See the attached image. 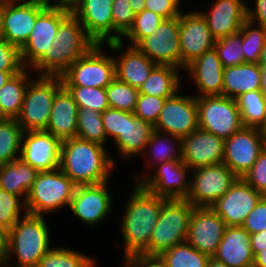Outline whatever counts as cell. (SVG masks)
<instances>
[{"instance_id":"56","label":"cell","mask_w":266,"mask_h":267,"mask_svg":"<svg viewBox=\"0 0 266 267\" xmlns=\"http://www.w3.org/2000/svg\"><path fill=\"white\" fill-rule=\"evenodd\" d=\"M251 236V247L254 256L266 249V230L250 234Z\"/></svg>"},{"instance_id":"62","label":"cell","mask_w":266,"mask_h":267,"mask_svg":"<svg viewBox=\"0 0 266 267\" xmlns=\"http://www.w3.org/2000/svg\"><path fill=\"white\" fill-rule=\"evenodd\" d=\"M4 39L3 31V3L0 2V41Z\"/></svg>"},{"instance_id":"34","label":"cell","mask_w":266,"mask_h":267,"mask_svg":"<svg viewBox=\"0 0 266 267\" xmlns=\"http://www.w3.org/2000/svg\"><path fill=\"white\" fill-rule=\"evenodd\" d=\"M181 143L182 139L179 137L154 130L144 150V155L146 151H150L149 157L145 155V158L147 159V162L145 161V164L147 163L148 166H151L154 163L158 165L160 163L172 161L174 159H182ZM174 144L176 145V147Z\"/></svg>"},{"instance_id":"27","label":"cell","mask_w":266,"mask_h":267,"mask_svg":"<svg viewBox=\"0 0 266 267\" xmlns=\"http://www.w3.org/2000/svg\"><path fill=\"white\" fill-rule=\"evenodd\" d=\"M79 107L63 86L55 95L50 118L45 131L61 141L76 137Z\"/></svg>"},{"instance_id":"39","label":"cell","mask_w":266,"mask_h":267,"mask_svg":"<svg viewBox=\"0 0 266 267\" xmlns=\"http://www.w3.org/2000/svg\"><path fill=\"white\" fill-rule=\"evenodd\" d=\"M96 261L79 251L52 247L39 261L37 267H95Z\"/></svg>"},{"instance_id":"55","label":"cell","mask_w":266,"mask_h":267,"mask_svg":"<svg viewBox=\"0 0 266 267\" xmlns=\"http://www.w3.org/2000/svg\"><path fill=\"white\" fill-rule=\"evenodd\" d=\"M40 1H42L46 5V7L64 9L70 12H72L80 2V0H53L54 2L52 0Z\"/></svg>"},{"instance_id":"47","label":"cell","mask_w":266,"mask_h":267,"mask_svg":"<svg viewBox=\"0 0 266 267\" xmlns=\"http://www.w3.org/2000/svg\"><path fill=\"white\" fill-rule=\"evenodd\" d=\"M167 98L139 94L133 114L153 126L157 122Z\"/></svg>"},{"instance_id":"28","label":"cell","mask_w":266,"mask_h":267,"mask_svg":"<svg viewBox=\"0 0 266 267\" xmlns=\"http://www.w3.org/2000/svg\"><path fill=\"white\" fill-rule=\"evenodd\" d=\"M115 57L116 78L137 89L157 65L135 46L128 45L125 52Z\"/></svg>"},{"instance_id":"33","label":"cell","mask_w":266,"mask_h":267,"mask_svg":"<svg viewBox=\"0 0 266 267\" xmlns=\"http://www.w3.org/2000/svg\"><path fill=\"white\" fill-rule=\"evenodd\" d=\"M24 68L13 75L0 89V118L17 119L20 114L30 76Z\"/></svg>"},{"instance_id":"63","label":"cell","mask_w":266,"mask_h":267,"mask_svg":"<svg viewBox=\"0 0 266 267\" xmlns=\"http://www.w3.org/2000/svg\"><path fill=\"white\" fill-rule=\"evenodd\" d=\"M208 267H228L225 263H222L215 258L211 257L208 262Z\"/></svg>"},{"instance_id":"46","label":"cell","mask_w":266,"mask_h":267,"mask_svg":"<svg viewBox=\"0 0 266 267\" xmlns=\"http://www.w3.org/2000/svg\"><path fill=\"white\" fill-rule=\"evenodd\" d=\"M22 209L25 211L24 215L29 214L26 199L23 196L8 193L0 188V224L2 226L10 230L22 217Z\"/></svg>"},{"instance_id":"9","label":"cell","mask_w":266,"mask_h":267,"mask_svg":"<svg viewBox=\"0 0 266 267\" xmlns=\"http://www.w3.org/2000/svg\"><path fill=\"white\" fill-rule=\"evenodd\" d=\"M199 129L228 139L242 127L236 99L226 96L196 97Z\"/></svg>"},{"instance_id":"15","label":"cell","mask_w":266,"mask_h":267,"mask_svg":"<svg viewBox=\"0 0 266 267\" xmlns=\"http://www.w3.org/2000/svg\"><path fill=\"white\" fill-rule=\"evenodd\" d=\"M70 11L46 7L36 19L27 42L20 48L23 66L29 68L49 50L55 40L59 24L70 14Z\"/></svg>"},{"instance_id":"5","label":"cell","mask_w":266,"mask_h":267,"mask_svg":"<svg viewBox=\"0 0 266 267\" xmlns=\"http://www.w3.org/2000/svg\"><path fill=\"white\" fill-rule=\"evenodd\" d=\"M77 185L62 172H38L26 198L29 214L45 216L65 206L69 208Z\"/></svg>"},{"instance_id":"52","label":"cell","mask_w":266,"mask_h":267,"mask_svg":"<svg viewBox=\"0 0 266 267\" xmlns=\"http://www.w3.org/2000/svg\"><path fill=\"white\" fill-rule=\"evenodd\" d=\"M179 6L176 0H145V9L155 12L164 19L180 16L182 11Z\"/></svg>"},{"instance_id":"24","label":"cell","mask_w":266,"mask_h":267,"mask_svg":"<svg viewBox=\"0 0 266 267\" xmlns=\"http://www.w3.org/2000/svg\"><path fill=\"white\" fill-rule=\"evenodd\" d=\"M186 70L198 87L199 95L195 97L223 96L224 67L215 48L204 52Z\"/></svg>"},{"instance_id":"65","label":"cell","mask_w":266,"mask_h":267,"mask_svg":"<svg viewBox=\"0 0 266 267\" xmlns=\"http://www.w3.org/2000/svg\"><path fill=\"white\" fill-rule=\"evenodd\" d=\"M261 73H262L261 90L266 94V67H261Z\"/></svg>"},{"instance_id":"41","label":"cell","mask_w":266,"mask_h":267,"mask_svg":"<svg viewBox=\"0 0 266 267\" xmlns=\"http://www.w3.org/2000/svg\"><path fill=\"white\" fill-rule=\"evenodd\" d=\"M256 25L246 19L241 28L244 63H259L266 42V26Z\"/></svg>"},{"instance_id":"25","label":"cell","mask_w":266,"mask_h":267,"mask_svg":"<svg viewBox=\"0 0 266 267\" xmlns=\"http://www.w3.org/2000/svg\"><path fill=\"white\" fill-rule=\"evenodd\" d=\"M209 11L201 14L216 39L238 33L247 19L244 0H217Z\"/></svg>"},{"instance_id":"49","label":"cell","mask_w":266,"mask_h":267,"mask_svg":"<svg viewBox=\"0 0 266 267\" xmlns=\"http://www.w3.org/2000/svg\"><path fill=\"white\" fill-rule=\"evenodd\" d=\"M101 118L107 140L109 136H112V140L115 141L123 134L125 127V111L109 107L101 113Z\"/></svg>"},{"instance_id":"21","label":"cell","mask_w":266,"mask_h":267,"mask_svg":"<svg viewBox=\"0 0 266 267\" xmlns=\"http://www.w3.org/2000/svg\"><path fill=\"white\" fill-rule=\"evenodd\" d=\"M61 145L45 130L23 132L20 158L38 172L53 171L60 166Z\"/></svg>"},{"instance_id":"26","label":"cell","mask_w":266,"mask_h":267,"mask_svg":"<svg viewBox=\"0 0 266 267\" xmlns=\"http://www.w3.org/2000/svg\"><path fill=\"white\" fill-rule=\"evenodd\" d=\"M213 258L228 267H253L250 233L242 226H226Z\"/></svg>"},{"instance_id":"6","label":"cell","mask_w":266,"mask_h":267,"mask_svg":"<svg viewBox=\"0 0 266 267\" xmlns=\"http://www.w3.org/2000/svg\"><path fill=\"white\" fill-rule=\"evenodd\" d=\"M29 81L18 124L23 132L46 130L56 93L63 87L61 76L38 75Z\"/></svg>"},{"instance_id":"58","label":"cell","mask_w":266,"mask_h":267,"mask_svg":"<svg viewBox=\"0 0 266 267\" xmlns=\"http://www.w3.org/2000/svg\"><path fill=\"white\" fill-rule=\"evenodd\" d=\"M253 267H266V249L254 256Z\"/></svg>"},{"instance_id":"43","label":"cell","mask_w":266,"mask_h":267,"mask_svg":"<svg viewBox=\"0 0 266 267\" xmlns=\"http://www.w3.org/2000/svg\"><path fill=\"white\" fill-rule=\"evenodd\" d=\"M72 95L79 108H88L103 113L109 108L106 88L64 86Z\"/></svg>"},{"instance_id":"14","label":"cell","mask_w":266,"mask_h":267,"mask_svg":"<svg viewBox=\"0 0 266 267\" xmlns=\"http://www.w3.org/2000/svg\"><path fill=\"white\" fill-rule=\"evenodd\" d=\"M216 38L211 34L205 17L200 11L181 12L179 16V42L182 57V70L214 48Z\"/></svg>"},{"instance_id":"11","label":"cell","mask_w":266,"mask_h":267,"mask_svg":"<svg viewBox=\"0 0 266 267\" xmlns=\"http://www.w3.org/2000/svg\"><path fill=\"white\" fill-rule=\"evenodd\" d=\"M190 168L182 159L158 164L154 173L136 179L144 189L156 196L166 199H186L190 189V180H187Z\"/></svg>"},{"instance_id":"48","label":"cell","mask_w":266,"mask_h":267,"mask_svg":"<svg viewBox=\"0 0 266 267\" xmlns=\"http://www.w3.org/2000/svg\"><path fill=\"white\" fill-rule=\"evenodd\" d=\"M243 179L256 191L266 196V148H264L250 171Z\"/></svg>"},{"instance_id":"23","label":"cell","mask_w":266,"mask_h":267,"mask_svg":"<svg viewBox=\"0 0 266 267\" xmlns=\"http://www.w3.org/2000/svg\"><path fill=\"white\" fill-rule=\"evenodd\" d=\"M112 4L113 0H80L72 11L97 44L113 42Z\"/></svg>"},{"instance_id":"51","label":"cell","mask_w":266,"mask_h":267,"mask_svg":"<svg viewBox=\"0 0 266 267\" xmlns=\"http://www.w3.org/2000/svg\"><path fill=\"white\" fill-rule=\"evenodd\" d=\"M242 227L250 234L266 230V196H263L248 214Z\"/></svg>"},{"instance_id":"8","label":"cell","mask_w":266,"mask_h":267,"mask_svg":"<svg viewBox=\"0 0 266 267\" xmlns=\"http://www.w3.org/2000/svg\"><path fill=\"white\" fill-rule=\"evenodd\" d=\"M102 48L103 44H96L76 60L61 75L63 86L106 88L116 78V72L114 55L108 56Z\"/></svg>"},{"instance_id":"29","label":"cell","mask_w":266,"mask_h":267,"mask_svg":"<svg viewBox=\"0 0 266 267\" xmlns=\"http://www.w3.org/2000/svg\"><path fill=\"white\" fill-rule=\"evenodd\" d=\"M153 131L154 126L151 123L137 118L132 112L125 111L124 132L114 141L117 152L124 159L143 155Z\"/></svg>"},{"instance_id":"4","label":"cell","mask_w":266,"mask_h":267,"mask_svg":"<svg viewBox=\"0 0 266 267\" xmlns=\"http://www.w3.org/2000/svg\"><path fill=\"white\" fill-rule=\"evenodd\" d=\"M44 218L31 214L22 215L9 230L8 249L0 266L11 267L9 262L13 254L17 258V265L14 267L38 266L40 259L52 248L49 228Z\"/></svg>"},{"instance_id":"64","label":"cell","mask_w":266,"mask_h":267,"mask_svg":"<svg viewBox=\"0 0 266 267\" xmlns=\"http://www.w3.org/2000/svg\"><path fill=\"white\" fill-rule=\"evenodd\" d=\"M261 67H266V42L264 44V47L261 51L260 60L258 63Z\"/></svg>"},{"instance_id":"7","label":"cell","mask_w":266,"mask_h":267,"mask_svg":"<svg viewBox=\"0 0 266 267\" xmlns=\"http://www.w3.org/2000/svg\"><path fill=\"white\" fill-rule=\"evenodd\" d=\"M194 206L187 199H167L161 208L149 242V255H160L185 242Z\"/></svg>"},{"instance_id":"18","label":"cell","mask_w":266,"mask_h":267,"mask_svg":"<svg viewBox=\"0 0 266 267\" xmlns=\"http://www.w3.org/2000/svg\"><path fill=\"white\" fill-rule=\"evenodd\" d=\"M108 183L77 186L69 206L71 212L87 225L95 226L103 222L113 205Z\"/></svg>"},{"instance_id":"60","label":"cell","mask_w":266,"mask_h":267,"mask_svg":"<svg viewBox=\"0 0 266 267\" xmlns=\"http://www.w3.org/2000/svg\"><path fill=\"white\" fill-rule=\"evenodd\" d=\"M21 71H0V89L13 75Z\"/></svg>"},{"instance_id":"16","label":"cell","mask_w":266,"mask_h":267,"mask_svg":"<svg viewBox=\"0 0 266 267\" xmlns=\"http://www.w3.org/2000/svg\"><path fill=\"white\" fill-rule=\"evenodd\" d=\"M45 8L46 5L40 0L3 3L4 39L20 49L27 42L37 16Z\"/></svg>"},{"instance_id":"12","label":"cell","mask_w":266,"mask_h":267,"mask_svg":"<svg viewBox=\"0 0 266 267\" xmlns=\"http://www.w3.org/2000/svg\"><path fill=\"white\" fill-rule=\"evenodd\" d=\"M199 128L198 108L195 95L177 92L167 98L154 130L183 139Z\"/></svg>"},{"instance_id":"22","label":"cell","mask_w":266,"mask_h":267,"mask_svg":"<svg viewBox=\"0 0 266 267\" xmlns=\"http://www.w3.org/2000/svg\"><path fill=\"white\" fill-rule=\"evenodd\" d=\"M181 147L190 170L222 163L225 156V140L199 128L182 139Z\"/></svg>"},{"instance_id":"40","label":"cell","mask_w":266,"mask_h":267,"mask_svg":"<svg viewBox=\"0 0 266 267\" xmlns=\"http://www.w3.org/2000/svg\"><path fill=\"white\" fill-rule=\"evenodd\" d=\"M76 137L101 145L107 143L101 113L88 108H79Z\"/></svg>"},{"instance_id":"1","label":"cell","mask_w":266,"mask_h":267,"mask_svg":"<svg viewBox=\"0 0 266 267\" xmlns=\"http://www.w3.org/2000/svg\"><path fill=\"white\" fill-rule=\"evenodd\" d=\"M167 199L156 196L139 183L133 188L122 215L121 231L124 236V260L134 254L149 255V242Z\"/></svg>"},{"instance_id":"42","label":"cell","mask_w":266,"mask_h":267,"mask_svg":"<svg viewBox=\"0 0 266 267\" xmlns=\"http://www.w3.org/2000/svg\"><path fill=\"white\" fill-rule=\"evenodd\" d=\"M106 94L110 108L134 112L139 96L137 88L115 78L106 87Z\"/></svg>"},{"instance_id":"54","label":"cell","mask_w":266,"mask_h":267,"mask_svg":"<svg viewBox=\"0 0 266 267\" xmlns=\"http://www.w3.org/2000/svg\"><path fill=\"white\" fill-rule=\"evenodd\" d=\"M255 8L251 9L247 5V19L251 22L266 26V0H254ZM257 22V23H256Z\"/></svg>"},{"instance_id":"53","label":"cell","mask_w":266,"mask_h":267,"mask_svg":"<svg viewBox=\"0 0 266 267\" xmlns=\"http://www.w3.org/2000/svg\"><path fill=\"white\" fill-rule=\"evenodd\" d=\"M124 267H167L159 255H146L143 253L127 257Z\"/></svg>"},{"instance_id":"37","label":"cell","mask_w":266,"mask_h":267,"mask_svg":"<svg viewBox=\"0 0 266 267\" xmlns=\"http://www.w3.org/2000/svg\"><path fill=\"white\" fill-rule=\"evenodd\" d=\"M159 256L167 267H208L211 258L193 248L187 241L176 244Z\"/></svg>"},{"instance_id":"50","label":"cell","mask_w":266,"mask_h":267,"mask_svg":"<svg viewBox=\"0 0 266 267\" xmlns=\"http://www.w3.org/2000/svg\"><path fill=\"white\" fill-rule=\"evenodd\" d=\"M20 49L5 39L0 41V71H22Z\"/></svg>"},{"instance_id":"66","label":"cell","mask_w":266,"mask_h":267,"mask_svg":"<svg viewBox=\"0 0 266 267\" xmlns=\"http://www.w3.org/2000/svg\"><path fill=\"white\" fill-rule=\"evenodd\" d=\"M13 1H17V0H0L1 3H6V2H13Z\"/></svg>"},{"instance_id":"13","label":"cell","mask_w":266,"mask_h":267,"mask_svg":"<svg viewBox=\"0 0 266 267\" xmlns=\"http://www.w3.org/2000/svg\"><path fill=\"white\" fill-rule=\"evenodd\" d=\"M136 47L158 65H171L182 69L179 16L164 19L157 30L145 37Z\"/></svg>"},{"instance_id":"45","label":"cell","mask_w":266,"mask_h":267,"mask_svg":"<svg viewBox=\"0 0 266 267\" xmlns=\"http://www.w3.org/2000/svg\"><path fill=\"white\" fill-rule=\"evenodd\" d=\"M164 18L150 10L137 13L133 25L123 35L130 40V46H137L145 37L154 33Z\"/></svg>"},{"instance_id":"57","label":"cell","mask_w":266,"mask_h":267,"mask_svg":"<svg viewBox=\"0 0 266 267\" xmlns=\"http://www.w3.org/2000/svg\"><path fill=\"white\" fill-rule=\"evenodd\" d=\"M9 230L0 224V265L6 257Z\"/></svg>"},{"instance_id":"38","label":"cell","mask_w":266,"mask_h":267,"mask_svg":"<svg viewBox=\"0 0 266 267\" xmlns=\"http://www.w3.org/2000/svg\"><path fill=\"white\" fill-rule=\"evenodd\" d=\"M113 18V42L106 43L112 51H120L124 48L123 35L133 25L136 14L132 10L129 0H113L112 10Z\"/></svg>"},{"instance_id":"36","label":"cell","mask_w":266,"mask_h":267,"mask_svg":"<svg viewBox=\"0 0 266 267\" xmlns=\"http://www.w3.org/2000/svg\"><path fill=\"white\" fill-rule=\"evenodd\" d=\"M22 134L16 119L0 118V166L20 158Z\"/></svg>"},{"instance_id":"59","label":"cell","mask_w":266,"mask_h":267,"mask_svg":"<svg viewBox=\"0 0 266 267\" xmlns=\"http://www.w3.org/2000/svg\"><path fill=\"white\" fill-rule=\"evenodd\" d=\"M129 4L135 14L145 10V0H129Z\"/></svg>"},{"instance_id":"32","label":"cell","mask_w":266,"mask_h":267,"mask_svg":"<svg viewBox=\"0 0 266 267\" xmlns=\"http://www.w3.org/2000/svg\"><path fill=\"white\" fill-rule=\"evenodd\" d=\"M179 68L171 65H156L138 89L139 94L170 98L181 88ZM180 87V88H179Z\"/></svg>"},{"instance_id":"35","label":"cell","mask_w":266,"mask_h":267,"mask_svg":"<svg viewBox=\"0 0 266 267\" xmlns=\"http://www.w3.org/2000/svg\"><path fill=\"white\" fill-rule=\"evenodd\" d=\"M236 102L243 126L258 129L266 119V94L262 90L246 92Z\"/></svg>"},{"instance_id":"31","label":"cell","mask_w":266,"mask_h":267,"mask_svg":"<svg viewBox=\"0 0 266 267\" xmlns=\"http://www.w3.org/2000/svg\"><path fill=\"white\" fill-rule=\"evenodd\" d=\"M38 171L21 158L0 166V188L27 198Z\"/></svg>"},{"instance_id":"30","label":"cell","mask_w":266,"mask_h":267,"mask_svg":"<svg viewBox=\"0 0 266 267\" xmlns=\"http://www.w3.org/2000/svg\"><path fill=\"white\" fill-rule=\"evenodd\" d=\"M261 79V66L256 63L224 68L223 96L236 99L243 93L261 90Z\"/></svg>"},{"instance_id":"61","label":"cell","mask_w":266,"mask_h":267,"mask_svg":"<svg viewBox=\"0 0 266 267\" xmlns=\"http://www.w3.org/2000/svg\"><path fill=\"white\" fill-rule=\"evenodd\" d=\"M261 136V141L263 143L264 148H266V119L263 124L258 128Z\"/></svg>"},{"instance_id":"10","label":"cell","mask_w":266,"mask_h":267,"mask_svg":"<svg viewBox=\"0 0 266 267\" xmlns=\"http://www.w3.org/2000/svg\"><path fill=\"white\" fill-rule=\"evenodd\" d=\"M186 198L194 207H210L237 180L235 173L223 162L193 170Z\"/></svg>"},{"instance_id":"17","label":"cell","mask_w":266,"mask_h":267,"mask_svg":"<svg viewBox=\"0 0 266 267\" xmlns=\"http://www.w3.org/2000/svg\"><path fill=\"white\" fill-rule=\"evenodd\" d=\"M263 149L259 130L243 126L230 138L225 139L223 163L238 178H243L250 171Z\"/></svg>"},{"instance_id":"20","label":"cell","mask_w":266,"mask_h":267,"mask_svg":"<svg viewBox=\"0 0 266 267\" xmlns=\"http://www.w3.org/2000/svg\"><path fill=\"white\" fill-rule=\"evenodd\" d=\"M263 197L243 178L231 185L230 189L210 208L218 214L227 226H242L245 218Z\"/></svg>"},{"instance_id":"2","label":"cell","mask_w":266,"mask_h":267,"mask_svg":"<svg viewBox=\"0 0 266 267\" xmlns=\"http://www.w3.org/2000/svg\"><path fill=\"white\" fill-rule=\"evenodd\" d=\"M103 145L78 137L62 141L60 166L77 186L94 185L109 181L115 160Z\"/></svg>"},{"instance_id":"3","label":"cell","mask_w":266,"mask_h":267,"mask_svg":"<svg viewBox=\"0 0 266 267\" xmlns=\"http://www.w3.org/2000/svg\"><path fill=\"white\" fill-rule=\"evenodd\" d=\"M97 43L71 12L60 24L49 50L30 67L38 75L61 76Z\"/></svg>"},{"instance_id":"19","label":"cell","mask_w":266,"mask_h":267,"mask_svg":"<svg viewBox=\"0 0 266 267\" xmlns=\"http://www.w3.org/2000/svg\"><path fill=\"white\" fill-rule=\"evenodd\" d=\"M226 226L224 220L210 207H194L186 241L201 253L213 257Z\"/></svg>"},{"instance_id":"44","label":"cell","mask_w":266,"mask_h":267,"mask_svg":"<svg viewBox=\"0 0 266 267\" xmlns=\"http://www.w3.org/2000/svg\"><path fill=\"white\" fill-rule=\"evenodd\" d=\"M214 48L224 68L244 63L241 30L236 34L217 38Z\"/></svg>"}]
</instances>
